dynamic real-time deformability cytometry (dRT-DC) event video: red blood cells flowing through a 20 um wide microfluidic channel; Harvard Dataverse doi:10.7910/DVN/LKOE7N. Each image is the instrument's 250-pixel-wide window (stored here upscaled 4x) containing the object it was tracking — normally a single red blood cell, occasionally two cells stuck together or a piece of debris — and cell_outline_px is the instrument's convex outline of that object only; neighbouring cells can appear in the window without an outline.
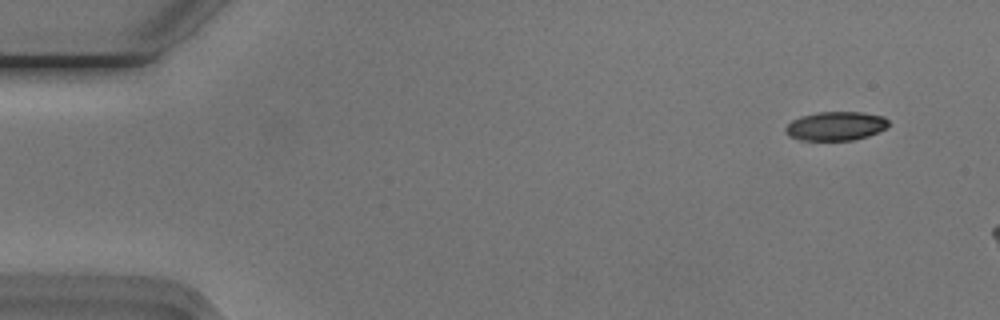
{"species": "Egyptian fruit bat (a non-hibernating species)", "species_latin": "Rousettus aegyptiacus", "temperature_condition": "cold", "stored_images_in_passage": 10, "camera_frame_rate_fps": 3000, "um_per_image_px": 0.085, "animal": {"sex": "male"}, "frame": {"image": 1, "passage_image": 4, "time_ms": 1.0, "image_size_px": [1000, 320], "cell_outline_px": [[888, 124], [884, 128], [868, 136], [852, 140], [800, 140], [788, 136], [784, 132], [784, 128], [792, 120], [800, 116], [820, 112], [860, 112], [884, 116], [888, 120]], "centroid_in_image_um": [70.99, 10.71], "position_along_channel_um": 14.0, "area_um2": 17.28}}